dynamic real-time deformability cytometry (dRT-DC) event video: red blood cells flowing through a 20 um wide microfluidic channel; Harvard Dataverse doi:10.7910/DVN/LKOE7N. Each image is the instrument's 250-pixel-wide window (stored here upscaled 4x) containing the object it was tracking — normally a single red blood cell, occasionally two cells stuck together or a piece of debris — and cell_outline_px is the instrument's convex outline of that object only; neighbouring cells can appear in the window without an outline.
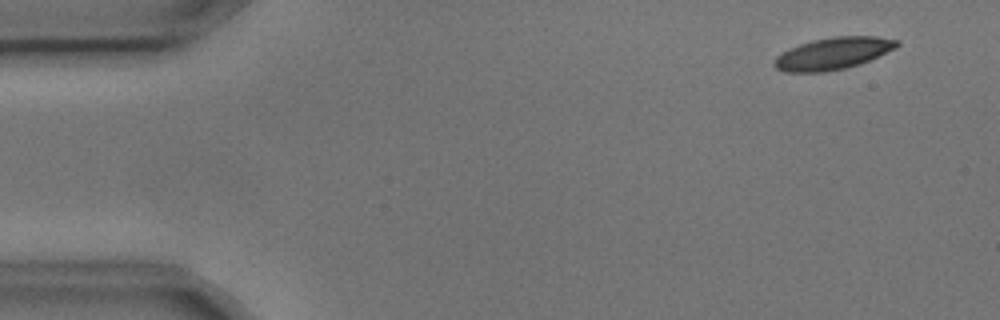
{"species": "common noctule bat (a hibernating species)", "species_latin": "Nyctalus noctula", "temperature_condition": "cold", "stored_images_in_passage": 2, "camera_frame_rate_fps": 3000, "um_per_image_px": 0.085, "animal": {"sex": "male", "body_mass_g": 17.9, "forearm_length_mm": 54.2}, "frame": {"image": 1, "passage_image": 1, "time_ms": 0.0, "image_size_px": [1000, 320], "cell_outline_px": [[900, 44], [896, 48], [860, 64], [844, 68], [824, 72], [784, 72], [776, 68], [772, 64], [776, 56], [788, 48], [812, 40], [832, 36], [876, 36], [900, 40]], "centroid_in_image_um": [70.8, 4.53], "position_along_channel_um": 14.2, "area_um2": 23.0}}